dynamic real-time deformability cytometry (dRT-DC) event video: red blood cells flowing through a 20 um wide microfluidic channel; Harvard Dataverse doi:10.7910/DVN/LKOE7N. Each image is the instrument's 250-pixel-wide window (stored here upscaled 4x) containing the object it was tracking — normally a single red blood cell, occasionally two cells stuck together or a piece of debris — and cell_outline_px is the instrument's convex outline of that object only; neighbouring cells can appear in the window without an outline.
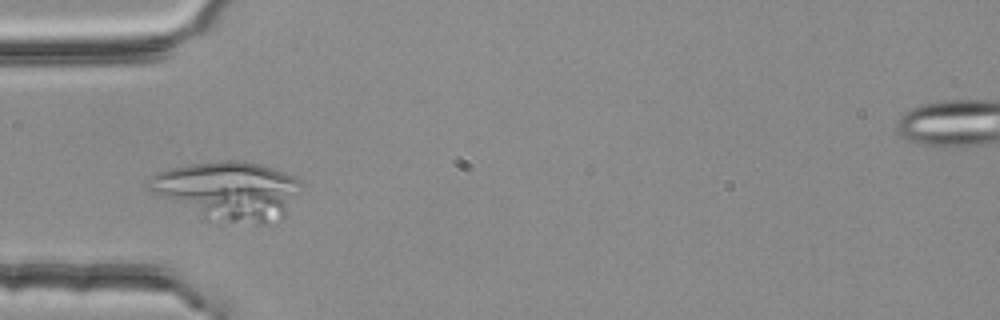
{"species": "common noctule bat (a hibernating species)", "species_latin": "Nyctalus noctula", "temperature_condition": "room temperature", "stored_images_in_passage": 2, "camera_frame_rate_fps": 3000, "um_per_image_px": 0.085, "animal": {"sex": "female", "body_mass_g": 25.1}, "frame": {"image": 1, "passage_image": 1, "time_ms": 0.0, "image_size_px": [1000, 320], "cell_outline_px": [[300, 184], [284, 216], [280, 220], [268, 224], [260, 224], [204, 220], [152, 192], [148, 188], [144, 180], [148, 176], [156, 172], [168, 168], [192, 164], [220, 160], [240, 160], [260, 164], [272, 168], [300, 180]], "centroid_in_image_um": [19.3, 16.21], "position_along_channel_um": 65.7, "area_um2": 52.02}}